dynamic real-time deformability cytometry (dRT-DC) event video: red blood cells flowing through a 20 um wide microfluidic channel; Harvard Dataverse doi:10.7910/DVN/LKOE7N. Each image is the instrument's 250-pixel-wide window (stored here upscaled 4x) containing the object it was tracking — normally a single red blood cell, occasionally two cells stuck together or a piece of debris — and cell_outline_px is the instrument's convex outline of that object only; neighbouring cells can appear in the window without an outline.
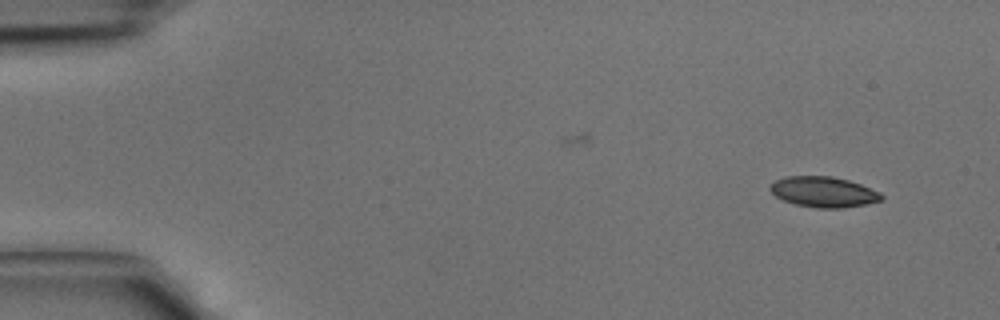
{"species": "common noctule bat (a hibernating species)", "species_latin": "Nyctalus noctula", "temperature_condition": "cold", "stored_images_in_passage": 37, "camera_frame_rate_fps": 3000, "um_per_image_px": 0.085, "animal": {"sex": "male", "body_mass_g": 15.6}, "frame": {"image": 1, "passage_image": 1, "time_ms": 0.0, "image_size_px": [1000, 320], "cell_outline_px": [[884, 200], [844, 208], [816, 208], [796, 204], [784, 200], [776, 196], [768, 188], [776, 180], [784, 176], [832, 176], [848, 180], [860, 184], [880, 192], [884, 196]], "centroid_in_image_um": [70.02, 16.31], "position_along_channel_um": 15.0, "area_um2": 19.77}}
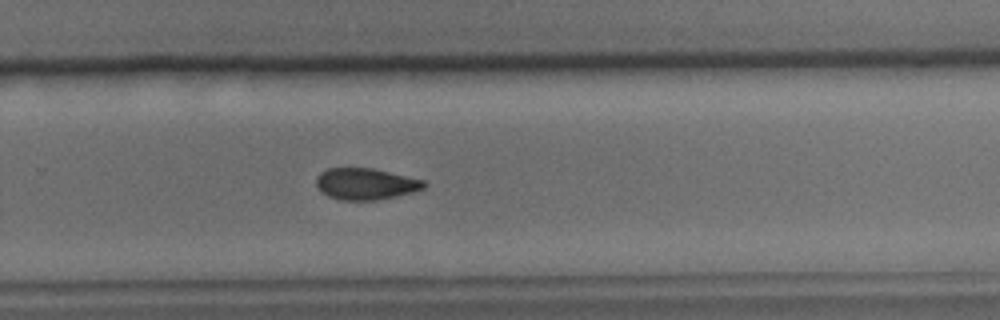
{"frame": {"image": 2, "passage_image": 26, "time_ms": 8.333, "image_size_px": [1000, 320], "cell_outline_px": [[428, 184], [424, 188], [412, 192], [396, 196], [376, 200], [340, 200], [328, 196], [320, 192], [316, 184], [316, 176], [320, 172], [328, 168], [372, 168], [424, 180]], "centroid_in_image_um": [31.05, 15.63], "position_along_channel_um": 298.7, "area_um2": 19.83}}
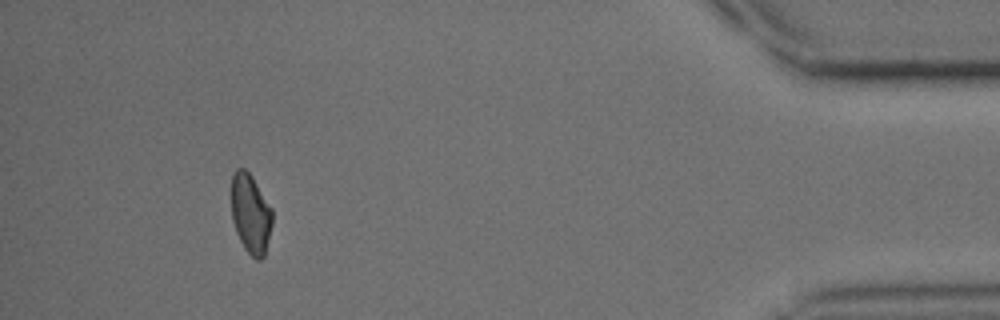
{"frame": {"image": 3, "passage_image": 37, "time_ms": 12.0, "image_size_px": [1000, 320], "cell_outline_px": [[272, 224], [264, 256], [260, 260], [256, 260], [244, 248], [236, 232], [232, 220], [232, 172], [236, 168], [244, 168], [252, 176], [272, 208]], "centroid_in_image_um": [21.3, 18.15], "position_along_channel_um": 413.9, "area_um2": 18.96}}